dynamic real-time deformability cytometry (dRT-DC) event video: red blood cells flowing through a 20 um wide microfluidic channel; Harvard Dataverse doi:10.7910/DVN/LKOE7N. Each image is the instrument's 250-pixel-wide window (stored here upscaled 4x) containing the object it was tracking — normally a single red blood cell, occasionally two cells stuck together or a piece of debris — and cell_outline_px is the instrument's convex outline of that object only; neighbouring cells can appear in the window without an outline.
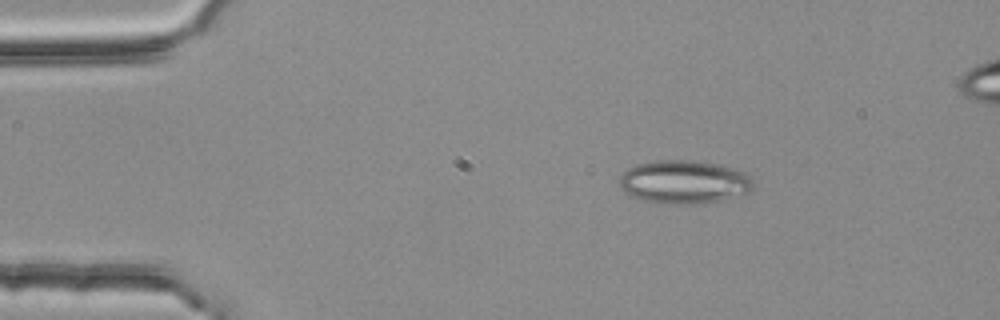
{"species": "common noctule bat (a hibernating species)", "species_latin": "Nyctalus noctula", "temperature_condition": "room temperature", "stored_images_in_passage": 47, "segment_of_instrument_passage": [1, 2], "camera_frame_rate_fps": 3000, "um_per_image_px": 0.085, "animal": {"sex": "female", "body_mass_g": 25.1}, "frame": {"image": 1, "passage_image": 1, "time_ms": 0.0, "image_size_px": [1000, 320], "cell_outline_px": [[752, 188], [748, 192], [720, 200], [704, 204], [660, 204], [628, 196], [620, 188], [620, 176], [628, 168], [636, 164], [656, 160], [688, 160], [716, 164], [732, 168], [744, 172], [752, 176]], "centroid_in_image_um": [58.1, 15.48], "position_along_channel_um": 26.9, "area_um2": 33.99}}
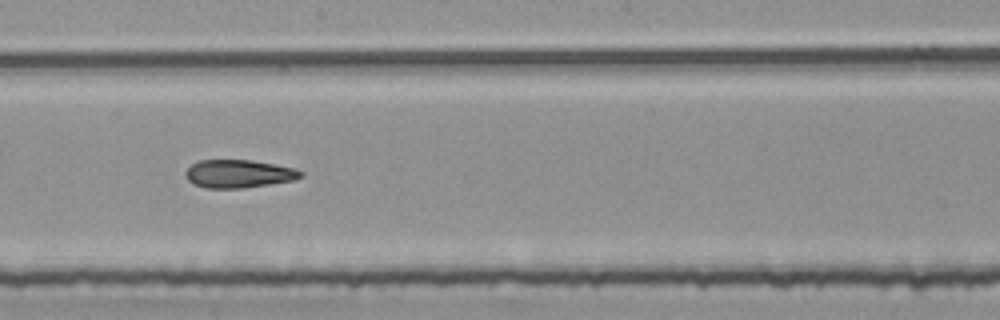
{"frame": {"image": 2, "passage_image": 22, "time_ms": 7.0, "image_size_px": [1000, 320], "cell_outline_px": [[304, 176], [296, 180], [244, 188], [204, 188], [192, 184], [184, 176], [184, 172], [192, 164], [200, 160], [252, 160], [296, 168], [304, 172]], "centroid_in_image_um": [20.3, 14.78], "position_along_channel_um": 227.9, "area_um2": 19.13}}
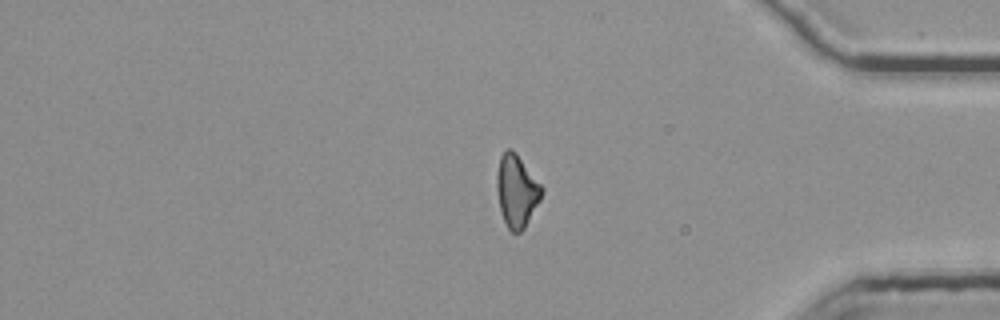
{"frame": {"image": 3, "passage_image": 37, "time_ms": 12.0, "image_size_px": [1000, 320], "cell_outline_px": [[544, 192], [540, 200], [524, 228], [520, 232], [512, 232], [508, 228], [500, 212], [496, 188], [496, 176], [500, 156], [508, 148], [512, 148], [516, 152], [544, 188]], "centroid_in_image_um": [43.91, 16.21], "position_along_channel_um": 391.3, "area_um2": 19.02}}